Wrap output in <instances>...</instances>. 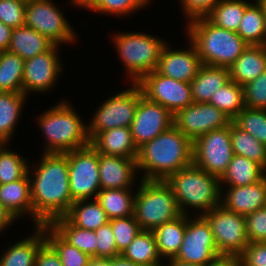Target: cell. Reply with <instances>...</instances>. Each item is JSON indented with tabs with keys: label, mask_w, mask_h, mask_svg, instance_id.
<instances>
[{
	"label": "cell",
	"mask_w": 266,
	"mask_h": 266,
	"mask_svg": "<svg viewBox=\"0 0 266 266\" xmlns=\"http://www.w3.org/2000/svg\"><path fill=\"white\" fill-rule=\"evenodd\" d=\"M97 259H111L121 253L116 248L110 221L95 230Z\"/></svg>",
	"instance_id": "cell-46"
},
{
	"label": "cell",
	"mask_w": 266,
	"mask_h": 266,
	"mask_svg": "<svg viewBox=\"0 0 266 266\" xmlns=\"http://www.w3.org/2000/svg\"><path fill=\"white\" fill-rule=\"evenodd\" d=\"M210 224L220 255L239 256L250 243L245 216L227 211L221 205L203 215Z\"/></svg>",
	"instance_id": "cell-11"
},
{
	"label": "cell",
	"mask_w": 266,
	"mask_h": 266,
	"mask_svg": "<svg viewBox=\"0 0 266 266\" xmlns=\"http://www.w3.org/2000/svg\"><path fill=\"white\" fill-rule=\"evenodd\" d=\"M140 100V87L132 88L108 98L98 107L91 123L87 126L90 141L99 133L116 127L130 128Z\"/></svg>",
	"instance_id": "cell-10"
},
{
	"label": "cell",
	"mask_w": 266,
	"mask_h": 266,
	"mask_svg": "<svg viewBox=\"0 0 266 266\" xmlns=\"http://www.w3.org/2000/svg\"><path fill=\"white\" fill-rule=\"evenodd\" d=\"M12 31L13 28L5 25L0 21V48L4 51L8 50Z\"/></svg>",
	"instance_id": "cell-52"
},
{
	"label": "cell",
	"mask_w": 266,
	"mask_h": 266,
	"mask_svg": "<svg viewBox=\"0 0 266 266\" xmlns=\"http://www.w3.org/2000/svg\"><path fill=\"white\" fill-rule=\"evenodd\" d=\"M67 102H60L39 116L47 141L44 153H66L90 145L87 125Z\"/></svg>",
	"instance_id": "cell-5"
},
{
	"label": "cell",
	"mask_w": 266,
	"mask_h": 266,
	"mask_svg": "<svg viewBox=\"0 0 266 266\" xmlns=\"http://www.w3.org/2000/svg\"><path fill=\"white\" fill-rule=\"evenodd\" d=\"M206 266H242L239 256L219 255Z\"/></svg>",
	"instance_id": "cell-51"
},
{
	"label": "cell",
	"mask_w": 266,
	"mask_h": 266,
	"mask_svg": "<svg viewBox=\"0 0 266 266\" xmlns=\"http://www.w3.org/2000/svg\"><path fill=\"white\" fill-rule=\"evenodd\" d=\"M85 201L87 202V200L74 201L65 216L73 225L95 231L109 222L106 212L96 199L88 203Z\"/></svg>",
	"instance_id": "cell-33"
},
{
	"label": "cell",
	"mask_w": 266,
	"mask_h": 266,
	"mask_svg": "<svg viewBox=\"0 0 266 266\" xmlns=\"http://www.w3.org/2000/svg\"><path fill=\"white\" fill-rule=\"evenodd\" d=\"M90 145L100 154L133 158L136 160L138 148L134 144L131 129L116 127L99 132L91 141Z\"/></svg>",
	"instance_id": "cell-21"
},
{
	"label": "cell",
	"mask_w": 266,
	"mask_h": 266,
	"mask_svg": "<svg viewBox=\"0 0 266 266\" xmlns=\"http://www.w3.org/2000/svg\"><path fill=\"white\" fill-rule=\"evenodd\" d=\"M121 255L141 266H163L152 231L141 230Z\"/></svg>",
	"instance_id": "cell-28"
},
{
	"label": "cell",
	"mask_w": 266,
	"mask_h": 266,
	"mask_svg": "<svg viewBox=\"0 0 266 266\" xmlns=\"http://www.w3.org/2000/svg\"><path fill=\"white\" fill-rule=\"evenodd\" d=\"M3 51H4V50H2V49L0 48V59H1V56H2Z\"/></svg>",
	"instance_id": "cell-59"
},
{
	"label": "cell",
	"mask_w": 266,
	"mask_h": 266,
	"mask_svg": "<svg viewBox=\"0 0 266 266\" xmlns=\"http://www.w3.org/2000/svg\"><path fill=\"white\" fill-rule=\"evenodd\" d=\"M168 266H200V265H197V264H192V263H185V262H182V261H179V260H176L174 258H171L168 260Z\"/></svg>",
	"instance_id": "cell-56"
},
{
	"label": "cell",
	"mask_w": 266,
	"mask_h": 266,
	"mask_svg": "<svg viewBox=\"0 0 266 266\" xmlns=\"http://www.w3.org/2000/svg\"><path fill=\"white\" fill-rule=\"evenodd\" d=\"M249 242H266V207L245 216Z\"/></svg>",
	"instance_id": "cell-47"
},
{
	"label": "cell",
	"mask_w": 266,
	"mask_h": 266,
	"mask_svg": "<svg viewBox=\"0 0 266 266\" xmlns=\"http://www.w3.org/2000/svg\"><path fill=\"white\" fill-rule=\"evenodd\" d=\"M242 266H266V242H251L239 255Z\"/></svg>",
	"instance_id": "cell-48"
},
{
	"label": "cell",
	"mask_w": 266,
	"mask_h": 266,
	"mask_svg": "<svg viewBox=\"0 0 266 266\" xmlns=\"http://www.w3.org/2000/svg\"><path fill=\"white\" fill-rule=\"evenodd\" d=\"M245 107L266 110V71L243 85Z\"/></svg>",
	"instance_id": "cell-44"
},
{
	"label": "cell",
	"mask_w": 266,
	"mask_h": 266,
	"mask_svg": "<svg viewBox=\"0 0 266 266\" xmlns=\"http://www.w3.org/2000/svg\"><path fill=\"white\" fill-rule=\"evenodd\" d=\"M187 19L205 16L219 0H180Z\"/></svg>",
	"instance_id": "cell-49"
},
{
	"label": "cell",
	"mask_w": 266,
	"mask_h": 266,
	"mask_svg": "<svg viewBox=\"0 0 266 266\" xmlns=\"http://www.w3.org/2000/svg\"><path fill=\"white\" fill-rule=\"evenodd\" d=\"M35 266H62L59 255L47 241L37 253Z\"/></svg>",
	"instance_id": "cell-50"
},
{
	"label": "cell",
	"mask_w": 266,
	"mask_h": 266,
	"mask_svg": "<svg viewBox=\"0 0 266 266\" xmlns=\"http://www.w3.org/2000/svg\"><path fill=\"white\" fill-rule=\"evenodd\" d=\"M173 116L168 109L143 96L140 89V100L130 126L137 148L174 125Z\"/></svg>",
	"instance_id": "cell-16"
},
{
	"label": "cell",
	"mask_w": 266,
	"mask_h": 266,
	"mask_svg": "<svg viewBox=\"0 0 266 266\" xmlns=\"http://www.w3.org/2000/svg\"><path fill=\"white\" fill-rule=\"evenodd\" d=\"M186 230V215L162 224L154 229L157 249L160 257L175 258L184 239Z\"/></svg>",
	"instance_id": "cell-29"
},
{
	"label": "cell",
	"mask_w": 266,
	"mask_h": 266,
	"mask_svg": "<svg viewBox=\"0 0 266 266\" xmlns=\"http://www.w3.org/2000/svg\"><path fill=\"white\" fill-rule=\"evenodd\" d=\"M109 221L114 234L116 248L122 253L141 231V228L134 215L125 218H114Z\"/></svg>",
	"instance_id": "cell-43"
},
{
	"label": "cell",
	"mask_w": 266,
	"mask_h": 266,
	"mask_svg": "<svg viewBox=\"0 0 266 266\" xmlns=\"http://www.w3.org/2000/svg\"><path fill=\"white\" fill-rule=\"evenodd\" d=\"M69 168L70 194L73 201L96 198L100 189L99 153L88 145L65 153Z\"/></svg>",
	"instance_id": "cell-9"
},
{
	"label": "cell",
	"mask_w": 266,
	"mask_h": 266,
	"mask_svg": "<svg viewBox=\"0 0 266 266\" xmlns=\"http://www.w3.org/2000/svg\"><path fill=\"white\" fill-rule=\"evenodd\" d=\"M133 215L141 230L158 226L182 215L170 186L163 180H141L135 193Z\"/></svg>",
	"instance_id": "cell-6"
},
{
	"label": "cell",
	"mask_w": 266,
	"mask_h": 266,
	"mask_svg": "<svg viewBox=\"0 0 266 266\" xmlns=\"http://www.w3.org/2000/svg\"><path fill=\"white\" fill-rule=\"evenodd\" d=\"M209 103L233 120L245 107L243 86L230 80L212 94Z\"/></svg>",
	"instance_id": "cell-38"
},
{
	"label": "cell",
	"mask_w": 266,
	"mask_h": 266,
	"mask_svg": "<svg viewBox=\"0 0 266 266\" xmlns=\"http://www.w3.org/2000/svg\"><path fill=\"white\" fill-rule=\"evenodd\" d=\"M250 4L244 0H219L205 17L217 27L237 32L245 9Z\"/></svg>",
	"instance_id": "cell-34"
},
{
	"label": "cell",
	"mask_w": 266,
	"mask_h": 266,
	"mask_svg": "<svg viewBox=\"0 0 266 266\" xmlns=\"http://www.w3.org/2000/svg\"><path fill=\"white\" fill-rule=\"evenodd\" d=\"M165 182L170 186L182 214L189 215L186 208L202 210L204 215L220 206L222 186L220 179L198 168L195 164L170 175Z\"/></svg>",
	"instance_id": "cell-4"
},
{
	"label": "cell",
	"mask_w": 266,
	"mask_h": 266,
	"mask_svg": "<svg viewBox=\"0 0 266 266\" xmlns=\"http://www.w3.org/2000/svg\"><path fill=\"white\" fill-rule=\"evenodd\" d=\"M174 126L194 141L212 130L228 126L232 120L209 102L179 109L173 116Z\"/></svg>",
	"instance_id": "cell-15"
},
{
	"label": "cell",
	"mask_w": 266,
	"mask_h": 266,
	"mask_svg": "<svg viewBox=\"0 0 266 266\" xmlns=\"http://www.w3.org/2000/svg\"><path fill=\"white\" fill-rule=\"evenodd\" d=\"M30 179L27 173L21 179L0 185V204L16 219L22 217L26 212L33 219Z\"/></svg>",
	"instance_id": "cell-23"
},
{
	"label": "cell",
	"mask_w": 266,
	"mask_h": 266,
	"mask_svg": "<svg viewBox=\"0 0 266 266\" xmlns=\"http://www.w3.org/2000/svg\"><path fill=\"white\" fill-rule=\"evenodd\" d=\"M87 266H108V260L92 258Z\"/></svg>",
	"instance_id": "cell-55"
},
{
	"label": "cell",
	"mask_w": 266,
	"mask_h": 266,
	"mask_svg": "<svg viewBox=\"0 0 266 266\" xmlns=\"http://www.w3.org/2000/svg\"><path fill=\"white\" fill-rule=\"evenodd\" d=\"M50 226L70 245L97 259L96 233L73 225L66 217L55 219Z\"/></svg>",
	"instance_id": "cell-31"
},
{
	"label": "cell",
	"mask_w": 266,
	"mask_h": 266,
	"mask_svg": "<svg viewBox=\"0 0 266 266\" xmlns=\"http://www.w3.org/2000/svg\"><path fill=\"white\" fill-rule=\"evenodd\" d=\"M5 145L0 144V185L23 178L29 170L28 161L8 150Z\"/></svg>",
	"instance_id": "cell-40"
},
{
	"label": "cell",
	"mask_w": 266,
	"mask_h": 266,
	"mask_svg": "<svg viewBox=\"0 0 266 266\" xmlns=\"http://www.w3.org/2000/svg\"><path fill=\"white\" fill-rule=\"evenodd\" d=\"M40 165L28 175L36 226L50 225L65 217L74 201L70 194L69 168L65 153H43ZM35 174V175H34Z\"/></svg>",
	"instance_id": "cell-1"
},
{
	"label": "cell",
	"mask_w": 266,
	"mask_h": 266,
	"mask_svg": "<svg viewBox=\"0 0 266 266\" xmlns=\"http://www.w3.org/2000/svg\"><path fill=\"white\" fill-rule=\"evenodd\" d=\"M137 168L141 180H163L193 163V141L174 125L138 147Z\"/></svg>",
	"instance_id": "cell-2"
},
{
	"label": "cell",
	"mask_w": 266,
	"mask_h": 266,
	"mask_svg": "<svg viewBox=\"0 0 266 266\" xmlns=\"http://www.w3.org/2000/svg\"><path fill=\"white\" fill-rule=\"evenodd\" d=\"M53 45L46 36L24 25L13 28L8 51L27 60L49 50Z\"/></svg>",
	"instance_id": "cell-26"
},
{
	"label": "cell",
	"mask_w": 266,
	"mask_h": 266,
	"mask_svg": "<svg viewBox=\"0 0 266 266\" xmlns=\"http://www.w3.org/2000/svg\"><path fill=\"white\" fill-rule=\"evenodd\" d=\"M24 60L17 54L3 51L0 59V92H23Z\"/></svg>",
	"instance_id": "cell-37"
},
{
	"label": "cell",
	"mask_w": 266,
	"mask_h": 266,
	"mask_svg": "<svg viewBox=\"0 0 266 266\" xmlns=\"http://www.w3.org/2000/svg\"><path fill=\"white\" fill-rule=\"evenodd\" d=\"M186 27L205 65L229 68L248 46L237 32L217 27L205 16L188 20Z\"/></svg>",
	"instance_id": "cell-3"
},
{
	"label": "cell",
	"mask_w": 266,
	"mask_h": 266,
	"mask_svg": "<svg viewBox=\"0 0 266 266\" xmlns=\"http://www.w3.org/2000/svg\"><path fill=\"white\" fill-rule=\"evenodd\" d=\"M266 170L258 163L244 156L233 154L225 174L220 179V185L227 183L228 187H240L256 183L266 175Z\"/></svg>",
	"instance_id": "cell-27"
},
{
	"label": "cell",
	"mask_w": 266,
	"mask_h": 266,
	"mask_svg": "<svg viewBox=\"0 0 266 266\" xmlns=\"http://www.w3.org/2000/svg\"><path fill=\"white\" fill-rule=\"evenodd\" d=\"M71 3H74L75 5L79 6V0H72Z\"/></svg>",
	"instance_id": "cell-58"
},
{
	"label": "cell",
	"mask_w": 266,
	"mask_h": 266,
	"mask_svg": "<svg viewBox=\"0 0 266 266\" xmlns=\"http://www.w3.org/2000/svg\"><path fill=\"white\" fill-rule=\"evenodd\" d=\"M241 130L250 133L266 146V110L244 107L232 120Z\"/></svg>",
	"instance_id": "cell-42"
},
{
	"label": "cell",
	"mask_w": 266,
	"mask_h": 266,
	"mask_svg": "<svg viewBox=\"0 0 266 266\" xmlns=\"http://www.w3.org/2000/svg\"><path fill=\"white\" fill-rule=\"evenodd\" d=\"M190 49L171 50L164 45L157 71L166 77L190 83L197 75L202 62L194 44L189 40Z\"/></svg>",
	"instance_id": "cell-18"
},
{
	"label": "cell",
	"mask_w": 266,
	"mask_h": 266,
	"mask_svg": "<svg viewBox=\"0 0 266 266\" xmlns=\"http://www.w3.org/2000/svg\"><path fill=\"white\" fill-rule=\"evenodd\" d=\"M232 156L230 124L193 141V164L219 179L225 174Z\"/></svg>",
	"instance_id": "cell-8"
},
{
	"label": "cell",
	"mask_w": 266,
	"mask_h": 266,
	"mask_svg": "<svg viewBox=\"0 0 266 266\" xmlns=\"http://www.w3.org/2000/svg\"><path fill=\"white\" fill-rule=\"evenodd\" d=\"M112 39L131 82L137 83L144 75L157 70L166 44L163 40L141 32L117 34Z\"/></svg>",
	"instance_id": "cell-7"
},
{
	"label": "cell",
	"mask_w": 266,
	"mask_h": 266,
	"mask_svg": "<svg viewBox=\"0 0 266 266\" xmlns=\"http://www.w3.org/2000/svg\"><path fill=\"white\" fill-rule=\"evenodd\" d=\"M45 238L59 255L62 266H87L92 259L66 242L50 225H45Z\"/></svg>",
	"instance_id": "cell-39"
},
{
	"label": "cell",
	"mask_w": 266,
	"mask_h": 266,
	"mask_svg": "<svg viewBox=\"0 0 266 266\" xmlns=\"http://www.w3.org/2000/svg\"><path fill=\"white\" fill-rule=\"evenodd\" d=\"M150 0H79V7L88 8L91 11L107 14L129 15L143 6L148 5Z\"/></svg>",
	"instance_id": "cell-41"
},
{
	"label": "cell",
	"mask_w": 266,
	"mask_h": 266,
	"mask_svg": "<svg viewBox=\"0 0 266 266\" xmlns=\"http://www.w3.org/2000/svg\"><path fill=\"white\" fill-rule=\"evenodd\" d=\"M266 71V45H248L229 67L230 80L243 86Z\"/></svg>",
	"instance_id": "cell-22"
},
{
	"label": "cell",
	"mask_w": 266,
	"mask_h": 266,
	"mask_svg": "<svg viewBox=\"0 0 266 266\" xmlns=\"http://www.w3.org/2000/svg\"><path fill=\"white\" fill-rule=\"evenodd\" d=\"M230 136L233 154L244 156L266 170V146L264 144L250 133L241 130L233 122L230 123Z\"/></svg>",
	"instance_id": "cell-36"
},
{
	"label": "cell",
	"mask_w": 266,
	"mask_h": 266,
	"mask_svg": "<svg viewBox=\"0 0 266 266\" xmlns=\"http://www.w3.org/2000/svg\"><path fill=\"white\" fill-rule=\"evenodd\" d=\"M228 188L226 195L222 196L221 192L220 196V205L227 211L247 216L260 208L266 207V175L256 183Z\"/></svg>",
	"instance_id": "cell-19"
},
{
	"label": "cell",
	"mask_w": 266,
	"mask_h": 266,
	"mask_svg": "<svg viewBox=\"0 0 266 266\" xmlns=\"http://www.w3.org/2000/svg\"><path fill=\"white\" fill-rule=\"evenodd\" d=\"M137 84L143 96L159 103L173 115L179 109L194 103L190 83L166 77L157 70L144 75Z\"/></svg>",
	"instance_id": "cell-13"
},
{
	"label": "cell",
	"mask_w": 266,
	"mask_h": 266,
	"mask_svg": "<svg viewBox=\"0 0 266 266\" xmlns=\"http://www.w3.org/2000/svg\"><path fill=\"white\" fill-rule=\"evenodd\" d=\"M24 25L46 36L55 45L74 42L76 37L70 23L51 0L27 1Z\"/></svg>",
	"instance_id": "cell-12"
},
{
	"label": "cell",
	"mask_w": 266,
	"mask_h": 266,
	"mask_svg": "<svg viewBox=\"0 0 266 266\" xmlns=\"http://www.w3.org/2000/svg\"><path fill=\"white\" fill-rule=\"evenodd\" d=\"M130 189H102L96 196L97 202L109 220L133 215L134 198Z\"/></svg>",
	"instance_id": "cell-32"
},
{
	"label": "cell",
	"mask_w": 266,
	"mask_h": 266,
	"mask_svg": "<svg viewBox=\"0 0 266 266\" xmlns=\"http://www.w3.org/2000/svg\"><path fill=\"white\" fill-rule=\"evenodd\" d=\"M230 81L229 68L202 64L190 82L193 101L209 102L212 94Z\"/></svg>",
	"instance_id": "cell-24"
},
{
	"label": "cell",
	"mask_w": 266,
	"mask_h": 266,
	"mask_svg": "<svg viewBox=\"0 0 266 266\" xmlns=\"http://www.w3.org/2000/svg\"><path fill=\"white\" fill-rule=\"evenodd\" d=\"M16 218L0 204V232L6 229L7 226H11L10 223L14 222Z\"/></svg>",
	"instance_id": "cell-53"
},
{
	"label": "cell",
	"mask_w": 266,
	"mask_h": 266,
	"mask_svg": "<svg viewBox=\"0 0 266 266\" xmlns=\"http://www.w3.org/2000/svg\"><path fill=\"white\" fill-rule=\"evenodd\" d=\"M108 266H141V265H137L132 261H129L120 254L111 259H108Z\"/></svg>",
	"instance_id": "cell-54"
},
{
	"label": "cell",
	"mask_w": 266,
	"mask_h": 266,
	"mask_svg": "<svg viewBox=\"0 0 266 266\" xmlns=\"http://www.w3.org/2000/svg\"><path fill=\"white\" fill-rule=\"evenodd\" d=\"M26 97L23 92H0V144L11 139Z\"/></svg>",
	"instance_id": "cell-35"
},
{
	"label": "cell",
	"mask_w": 266,
	"mask_h": 266,
	"mask_svg": "<svg viewBox=\"0 0 266 266\" xmlns=\"http://www.w3.org/2000/svg\"><path fill=\"white\" fill-rule=\"evenodd\" d=\"M186 215V230L181 248L174 259L206 266L219 252L211 231L210 224L203 215L195 220Z\"/></svg>",
	"instance_id": "cell-14"
},
{
	"label": "cell",
	"mask_w": 266,
	"mask_h": 266,
	"mask_svg": "<svg viewBox=\"0 0 266 266\" xmlns=\"http://www.w3.org/2000/svg\"><path fill=\"white\" fill-rule=\"evenodd\" d=\"M259 1L263 5L265 13H266V0H259Z\"/></svg>",
	"instance_id": "cell-57"
},
{
	"label": "cell",
	"mask_w": 266,
	"mask_h": 266,
	"mask_svg": "<svg viewBox=\"0 0 266 266\" xmlns=\"http://www.w3.org/2000/svg\"><path fill=\"white\" fill-rule=\"evenodd\" d=\"M26 1L0 0V21L11 28L24 26Z\"/></svg>",
	"instance_id": "cell-45"
},
{
	"label": "cell",
	"mask_w": 266,
	"mask_h": 266,
	"mask_svg": "<svg viewBox=\"0 0 266 266\" xmlns=\"http://www.w3.org/2000/svg\"><path fill=\"white\" fill-rule=\"evenodd\" d=\"M244 12L237 34L248 45H266V13L259 0Z\"/></svg>",
	"instance_id": "cell-30"
},
{
	"label": "cell",
	"mask_w": 266,
	"mask_h": 266,
	"mask_svg": "<svg viewBox=\"0 0 266 266\" xmlns=\"http://www.w3.org/2000/svg\"><path fill=\"white\" fill-rule=\"evenodd\" d=\"M137 162L133 158L108 156L99 153L100 189H131Z\"/></svg>",
	"instance_id": "cell-20"
},
{
	"label": "cell",
	"mask_w": 266,
	"mask_h": 266,
	"mask_svg": "<svg viewBox=\"0 0 266 266\" xmlns=\"http://www.w3.org/2000/svg\"><path fill=\"white\" fill-rule=\"evenodd\" d=\"M57 48L54 44L49 50L24 60L22 86L25 95L30 91L46 92L56 83L62 72Z\"/></svg>",
	"instance_id": "cell-17"
},
{
	"label": "cell",
	"mask_w": 266,
	"mask_h": 266,
	"mask_svg": "<svg viewBox=\"0 0 266 266\" xmlns=\"http://www.w3.org/2000/svg\"><path fill=\"white\" fill-rule=\"evenodd\" d=\"M33 236L23 238L8 247L0 257V266H35V260L40 247L46 242L45 225L35 226Z\"/></svg>",
	"instance_id": "cell-25"
}]
</instances>
